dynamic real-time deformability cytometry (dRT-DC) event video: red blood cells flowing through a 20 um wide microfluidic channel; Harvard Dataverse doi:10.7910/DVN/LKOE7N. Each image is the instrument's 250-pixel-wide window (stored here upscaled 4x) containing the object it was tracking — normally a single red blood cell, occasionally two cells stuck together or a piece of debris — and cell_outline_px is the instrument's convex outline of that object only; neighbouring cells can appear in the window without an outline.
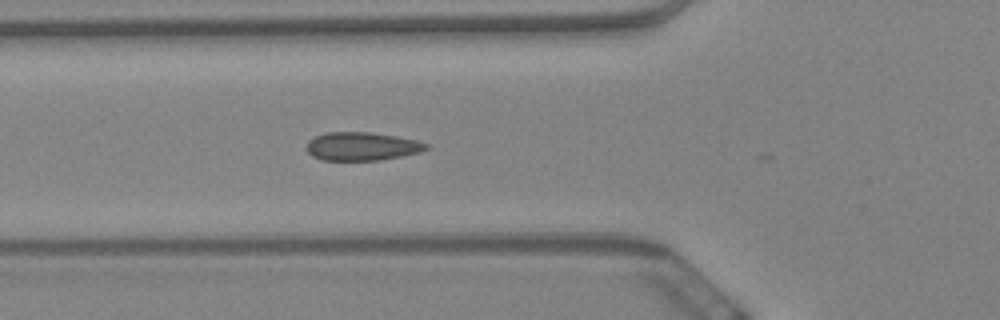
{"species": "Egyptian fruit bat (a non-hibernating species)", "species_latin": "Rousettus aegyptiacus", "temperature_condition": "warm", "stored_images_in_passage": 12, "camera_frame_rate_fps": 3000, "um_per_image_px": 0.085, "animal": {"sex": "female"}, "frame": {"image": 1, "passage_image": 8, "time_ms": 2.333, "image_size_px": [1000, 320], "cell_outline_px": [[428, 148], [420, 152], [380, 160], [320, 160], [312, 156], [304, 148], [308, 140], [316, 136], [328, 132], [372, 132], [396, 136], [416, 140], [428, 144]], "centroid_in_image_um": [30.72, 12.44], "position_along_channel_um": 95.1, "area_um2": 19.83}}
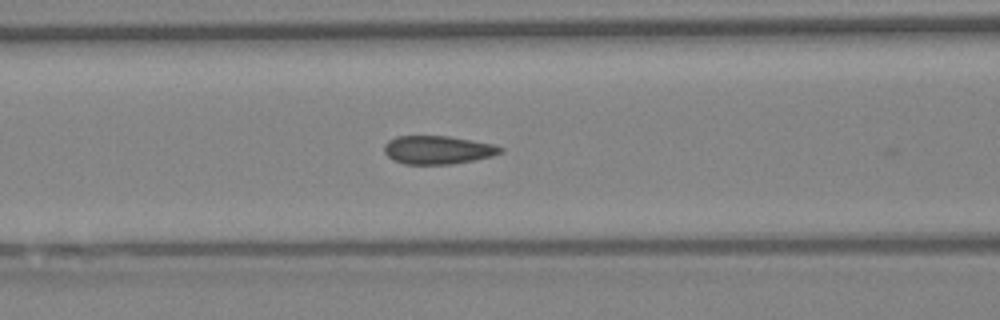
{"frame": {"image": 2, "passage_image": 11, "time_ms": 3.333, "image_size_px": [1000, 320], "cell_outline_px": [[504, 152], [492, 156], [452, 164], [404, 164], [392, 160], [384, 152], [384, 144], [388, 140], [396, 136], [448, 136], [472, 140], [492, 144], [504, 148]], "centroid_in_image_um": [37.19, 12.74], "position_along_channel_um": 129.4, "area_um2": 19.25}}